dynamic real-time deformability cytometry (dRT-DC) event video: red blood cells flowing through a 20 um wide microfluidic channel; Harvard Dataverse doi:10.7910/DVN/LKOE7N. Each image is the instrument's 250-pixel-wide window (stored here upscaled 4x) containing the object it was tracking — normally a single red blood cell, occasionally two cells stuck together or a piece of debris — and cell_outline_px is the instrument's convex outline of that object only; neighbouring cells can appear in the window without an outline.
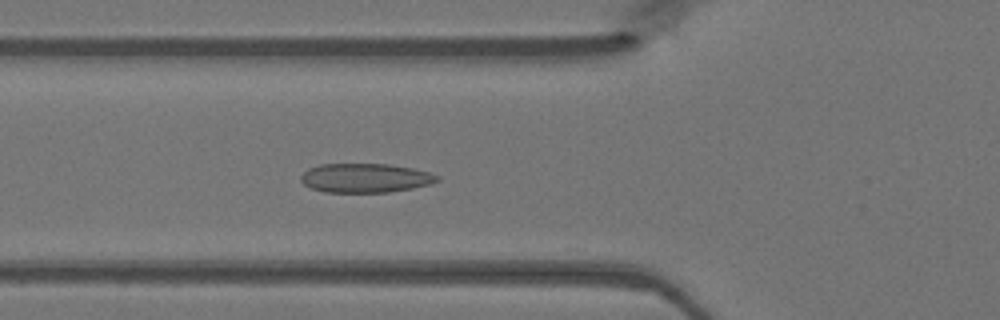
{"species": "Egyptian fruit bat (a non-hibernating species)", "species_latin": "Rousettus aegyptiacus", "temperature_condition": "warm", "stored_images_in_passage": 47, "camera_frame_rate_fps": 3000, "um_per_image_px": 0.085, "animal": {"sex": "female"}, "frame": {"image": 1, "passage_image": 16, "time_ms": 5.0, "image_size_px": [1000, 320], "cell_outline_px": [[440, 180], [428, 184], [412, 188], [388, 192], [324, 192], [312, 188], [304, 184], [300, 180], [300, 176], [308, 168], [320, 164], [388, 164], [412, 168], [428, 172], [440, 176]], "centroid_in_image_um": [31.03, 15.12], "position_along_channel_um": 94.8, "area_um2": 23.06}}
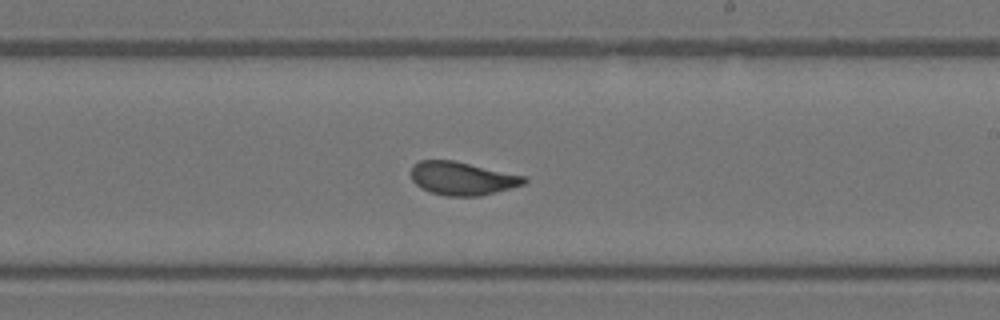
{"frame": {"image": 2, "passage_image": 27, "time_ms": 8.667, "image_size_px": [1000, 320], "cell_outline_px": [[528, 180], [524, 184], [496, 192], [480, 196], [448, 196], [432, 192], [420, 188], [412, 180], [412, 164], [420, 160], [452, 160], [528, 176]], "centroid_in_image_um": [39.31, 15.16], "position_along_channel_um": 249.7, "area_um2": 21.96}}
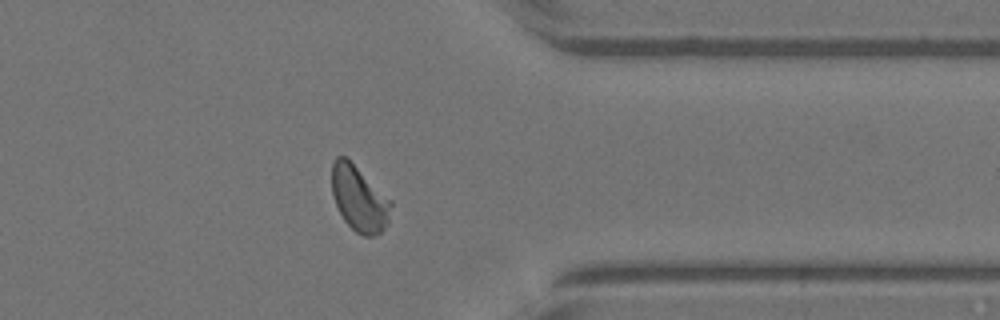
{"frame": {"image": 3, "passage_image": 37, "time_ms": 12.0, "image_size_px": [1000, 320], "cell_outline_px": [[392, 204], [388, 224], [380, 232], [372, 236], [364, 236], [356, 232], [344, 220], [336, 204], [332, 192], [332, 160], [336, 156], [344, 156], [392, 200]], "centroid_in_image_um": [30.54, 16.89], "position_along_channel_um": 380.9, "area_um2": 22.31}}